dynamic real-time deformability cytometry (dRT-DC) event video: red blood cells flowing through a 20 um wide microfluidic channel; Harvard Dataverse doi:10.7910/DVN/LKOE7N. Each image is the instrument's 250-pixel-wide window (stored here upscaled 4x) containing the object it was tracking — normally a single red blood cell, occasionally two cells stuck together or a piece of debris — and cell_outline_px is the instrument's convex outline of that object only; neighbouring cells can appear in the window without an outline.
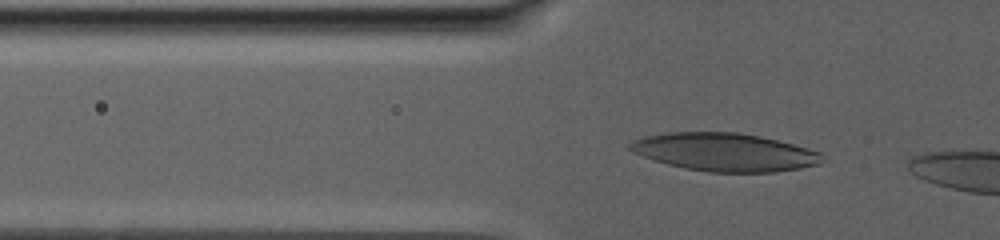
{"species": "human", "species_latin": "Homo sapiens", "temperature_condition": "warm", "stored_images_in_passage": 62, "camera_frame_rate_fps": 3000, "um_per_image_px": 0.085, "donor": {"sex": "male"}, "frame": {"image": 1, "passage_image": 4, "time_ms": 1.0, "image_size_px": [1000, 240], "cell_outline_px": [[824, 156], [820, 164], [800, 168], [776, 172], [708, 172], [684, 168], [668, 164], [644, 156], [628, 148], [628, 144], [632, 140], [644, 136], [668, 132], [736, 132], [760, 136], [808, 148], [820, 152]], "centroid_in_image_um": [61.61, 12.93], "position_along_channel_um": 64.2, "area_um2": 42.48}}
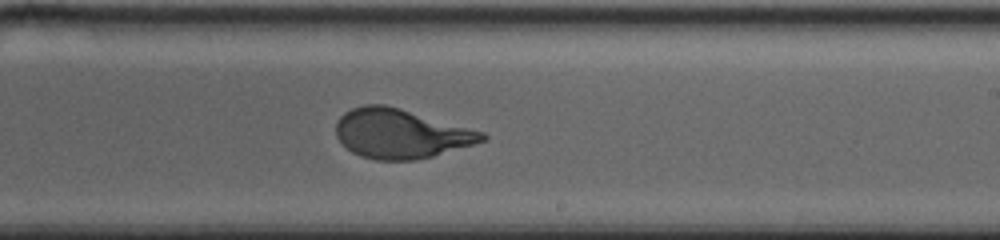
{"frame": {"image": 2, "passage_image": 39, "time_ms": 9.0, "image_size_px": [1000, 240], "cell_outline_px": [[488, 140], [432, 156], [416, 160], [376, 160], [360, 156], [352, 152], [336, 136], [336, 120], [344, 112], [352, 108], [364, 104], [384, 104], [400, 108], [484, 132], [488, 136]], "centroid_in_image_um": [34.05, 11.35], "position_along_channel_um": 255.0, "area_um2": 41.96}}
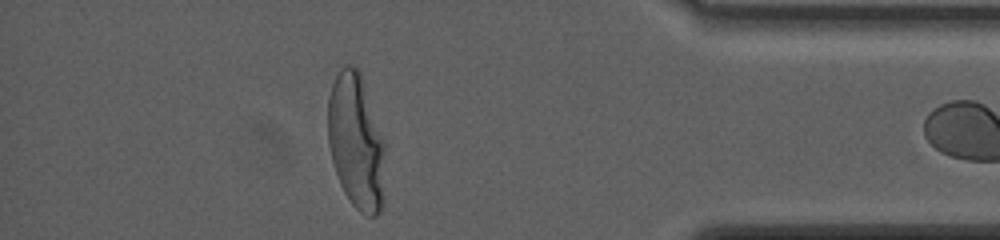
{"frame": {"image": 3, "passage_image": 61, "time_ms": 16.0, "image_size_px": [1000, 240], "cell_outline_px": [[388, 144], [384, 204], [380, 212], [376, 216], [368, 216], [360, 212], [352, 204], [344, 192], [340, 184], [332, 160], [328, 144], [328, 96], [332, 84], [340, 68], [344, 64], [356, 64], [360, 72]], "centroid_in_image_um": [30.35, 12.05], "position_along_channel_um": 404.9, "area_um2": 47.05}}